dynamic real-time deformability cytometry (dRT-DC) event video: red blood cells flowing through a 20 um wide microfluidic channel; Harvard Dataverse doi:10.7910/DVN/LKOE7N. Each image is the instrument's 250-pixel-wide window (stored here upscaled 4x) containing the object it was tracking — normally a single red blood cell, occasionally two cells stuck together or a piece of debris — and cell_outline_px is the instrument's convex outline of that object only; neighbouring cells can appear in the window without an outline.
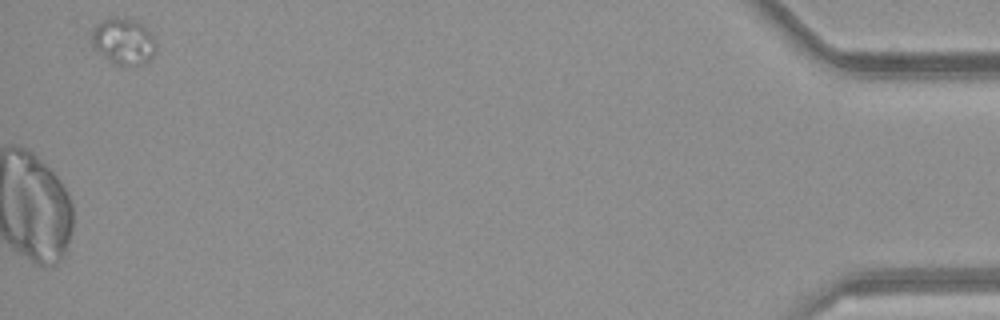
{"species": "common noctule bat (a hibernating species)", "species_latin": "Nyctalus noctula", "temperature_condition": "room temperature", "stored_images_in_passage": 37, "segment_of_instrument_passage": [2, 2], "camera_frame_rate_fps": 3000, "um_per_image_px": 0.085, "animal": {"sex": "female", "body_mass_g": 21.9}, "frame": {"image": 1, "passage_image": 37, "time_ms": 12.0, "image_size_px": [1000, 320], "cell_outline_px": [[156, 52], [144, 64], [116, 64], [108, 60], [92, 48], [92, 32], [96, 24], [100, 20], [136, 20], [148, 28], [156, 40]], "centroid_in_image_um": [10.52, 3.54], "position_along_channel_um": 424.7, "area_um2": 17.11}}